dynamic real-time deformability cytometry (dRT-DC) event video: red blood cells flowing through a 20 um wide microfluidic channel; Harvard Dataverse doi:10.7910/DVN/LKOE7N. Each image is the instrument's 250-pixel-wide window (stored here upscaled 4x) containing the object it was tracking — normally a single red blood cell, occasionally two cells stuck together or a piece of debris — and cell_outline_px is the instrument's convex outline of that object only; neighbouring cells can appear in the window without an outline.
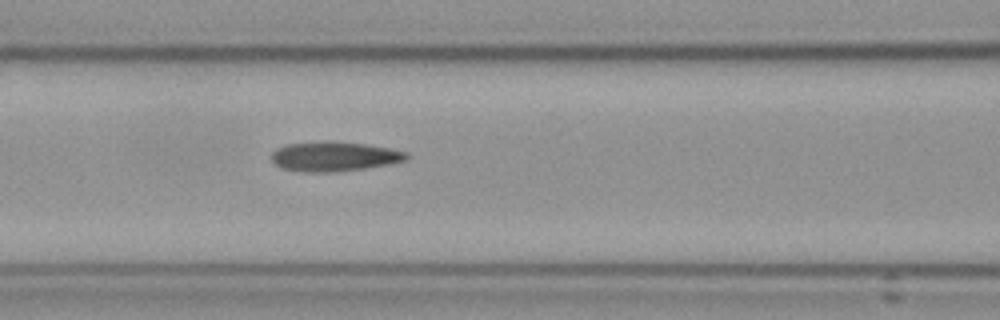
{"species": "Egyptian fruit bat (a non-hibernating species)", "species_latin": "Rousettus aegyptiacus", "temperature_condition": "cold", "stored_images_in_passage": 4, "camera_frame_rate_fps": 3000, "um_per_image_px": 0.085, "frame": {"image": 1, "passage_image": 4, "time_ms": 3.667, "image_size_px": [1000, 320], "cell_outline_px": [[408, 160], [388, 164], [364, 168], [332, 172], [308, 172], [284, 168], [276, 164], [272, 160], [272, 152], [276, 148], [284, 144], [328, 140], [332, 140], [364, 144], [388, 148], [408, 152]], "centroid_in_image_um": [28.4, 13.28], "position_along_channel_um": 138.2, "area_um2": 23.29}}